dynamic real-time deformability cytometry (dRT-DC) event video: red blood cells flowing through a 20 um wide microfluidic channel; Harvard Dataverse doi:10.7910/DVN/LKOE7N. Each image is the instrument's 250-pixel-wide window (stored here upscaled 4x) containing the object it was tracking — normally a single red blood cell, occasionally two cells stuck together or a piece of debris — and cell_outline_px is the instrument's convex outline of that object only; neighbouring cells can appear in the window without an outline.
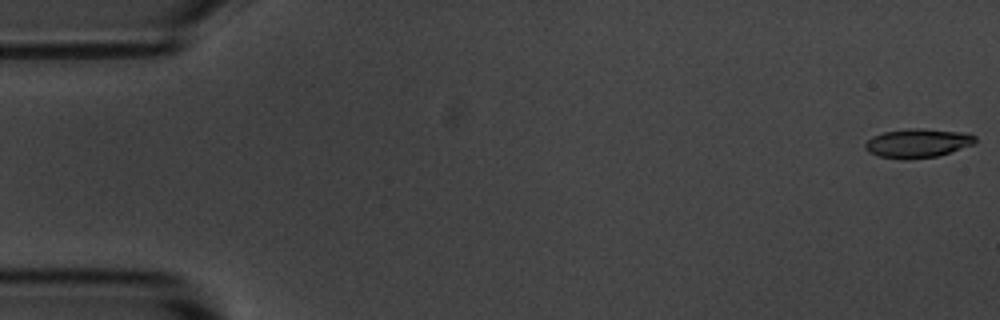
{"species": "common noctule bat (a hibernating species)", "species_latin": "Nyctalus noctula", "temperature_condition": "room temperature", "stored_images_in_passage": 6, "camera_frame_rate_fps": 3000, "um_per_image_px": 0.085, "animal": {"sex": "male", "body_mass_g": 20.1, "forearm_length_mm": 53.5}, "frame": {"image": 1, "passage_image": 1, "time_ms": 0.0, "image_size_px": [1000, 320], "cell_outline_px": [[976, 144], [936, 156], [912, 160], [904, 160], [880, 156], [868, 152], [864, 144], [872, 136], [884, 132], [908, 128], [920, 128], [968, 132], [976, 136]], "centroid_in_image_um": [78.04, 12.16], "position_along_channel_um": 7.0, "area_um2": 18.84}}